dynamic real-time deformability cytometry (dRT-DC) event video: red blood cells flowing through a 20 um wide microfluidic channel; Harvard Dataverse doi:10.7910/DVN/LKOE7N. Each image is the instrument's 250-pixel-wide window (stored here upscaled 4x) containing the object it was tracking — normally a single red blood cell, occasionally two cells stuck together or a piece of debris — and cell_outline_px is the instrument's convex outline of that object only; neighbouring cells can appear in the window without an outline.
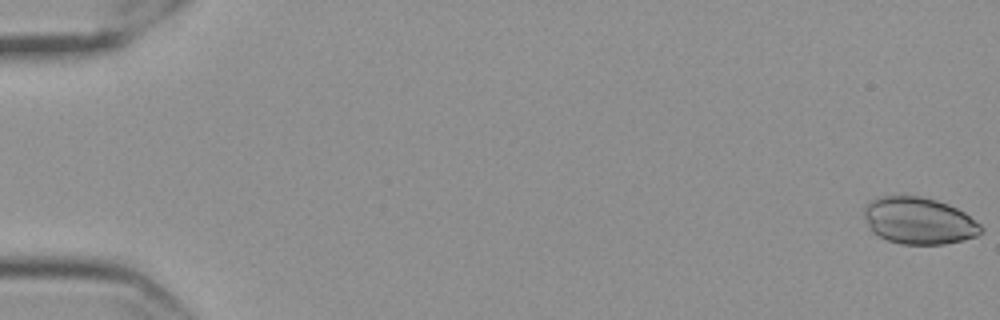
{"species": "Egyptian fruit bat (a non-hibernating species)", "species_latin": "Rousettus aegyptiacus", "temperature_condition": "cold", "stored_images_in_passage": 58, "camera_frame_rate_fps": 3000, "um_per_image_px": 0.085, "frame": {"image": 1, "passage_image": 1, "time_ms": 0.0, "image_size_px": [1000, 320], "cell_outline_px": [[984, 232], [976, 236], [964, 240], [944, 244], [900, 244], [888, 240], [872, 232], [864, 216], [864, 208], [872, 200], [880, 196], [920, 196], [936, 200], [948, 204], [964, 212], [980, 224], [984, 228]], "centroid_in_image_um": [78.13, 18.77], "position_along_channel_um": 6.9, "area_um2": 31.85}}
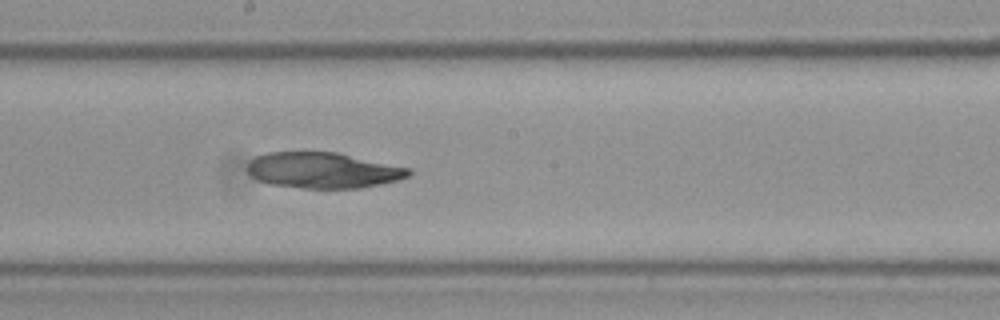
{"frame": {"image": 2, "passage_image": 33, "time_ms": 10.667, "image_size_px": [1000, 320], "cell_outline_px": [[412, 172], [408, 176], [396, 180], [380, 184], [360, 188], [304, 188], [268, 184], [252, 176], [248, 172], [248, 164], [256, 156], [268, 152], [336, 152], [408, 168]], "centroid_in_image_um": [27.43, 14.48], "position_along_channel_um": 220.8, "area_um2": 33.23}}
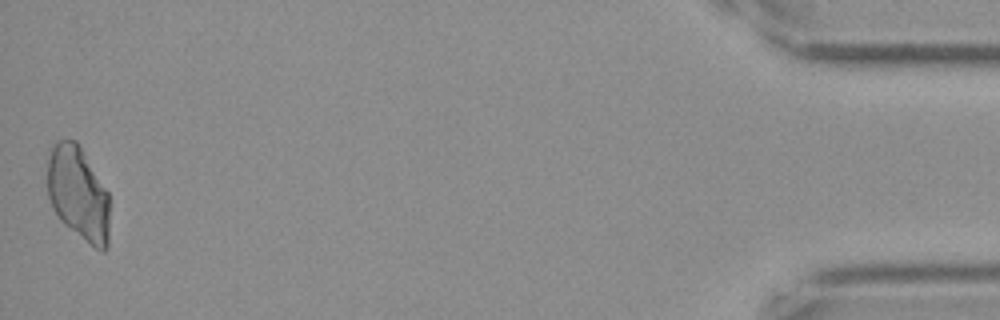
{"frame": {"image": 3, "passage_image": 58, "time_ms": 19.0, "image_size_px": [1000, 320], "cell_outline_px": [[108, 248], [104, 252], [100, 252], [64, 224], [60, 220], [48, 196], [48, 160], [52, 144], [56, 140], [76, 140], [108, 192]], "centroid_in_image_um": [6.65, 16.45], "position_along_channel_um": 428.5, "area_um2": 33.76}}